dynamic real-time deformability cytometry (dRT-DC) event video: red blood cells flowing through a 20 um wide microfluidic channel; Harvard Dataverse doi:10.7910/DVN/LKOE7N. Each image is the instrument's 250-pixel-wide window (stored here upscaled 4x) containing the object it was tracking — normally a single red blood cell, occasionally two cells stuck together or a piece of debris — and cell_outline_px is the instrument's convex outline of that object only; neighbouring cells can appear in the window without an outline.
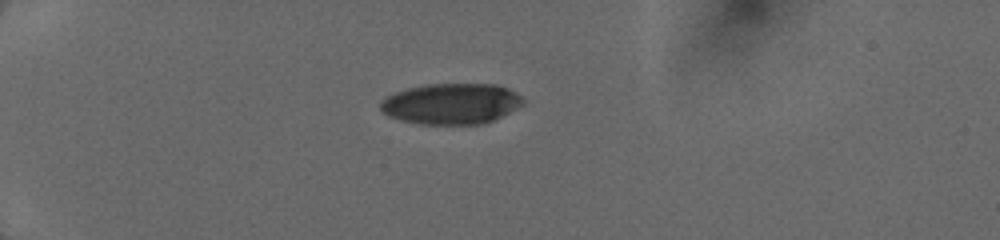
{"species": "human", "species_latin": "Homo sapiens", "temperature_condition": "cold", "stored_images_in_passage": 30, "camera_frame_rate_fps": 3000, "um_per_image_px": 0.085, "donor": {"sex": "female"}, "frame": {"image": 1, "passage_image": 1, "time_ms": 0.0, "image_size_px": [1000, 240], "cell_outline_px": [[524, 104], [492, 120], [480, 124], [416, 124], [400, 120], [388, 116], [380, 108], [380, 100], [396, 92], [408, 88], [428, 84], [496, 84], [508, 88], [516, 92], [524, 100]], "centroid_in_image_um": [38.34, 8.81], "position_along_channel_um": 46.7, "area_um2": 33.81}}
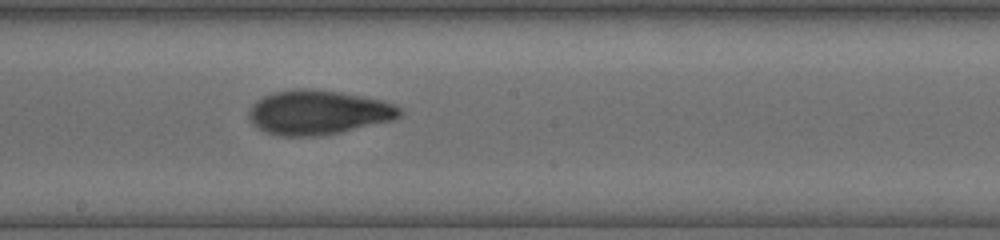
{"frame": {"image": 2, "passage_image": 16, "time_ms": 5.333, "image_size_px": [1000, 240], "cell_outline_px": [[404, 112], [396, 120], [340, 132], [320, 136], [284, 136], [268, 132], [252, 124], [248, 116], [248, 112], [252, 104], [256, 100], [272, 92], [296, 88], [308, 88], [340, 92], [380, 100], [396, 104]], "centroid_in_image_um": [27.06, 9.55], "position_along_channel_um": 221.1, "area_um2": 39.19}}
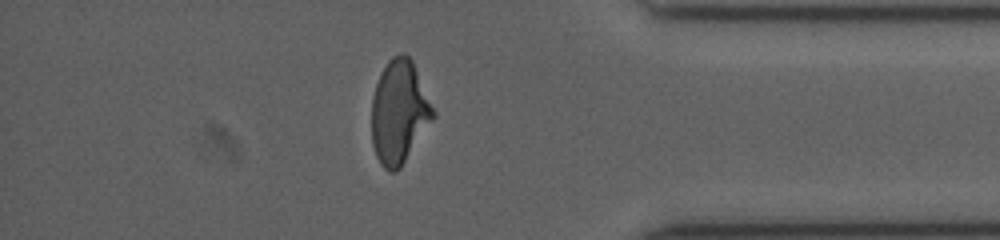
{"frame": {"image": 3, "passage_image": 26, "time_ms": 10.0, "image_size_px": [1000, 240], "cell_outline_px": [[436, 116], [400, 168], [396, 172], [388, 172], [380, 164], [376, 156], [372, 144], [372, 96], [376, 84], [388, 60], [392, 56], [400, 52], [404, 52], [412, 60], [436, 112]], "centroid_in_image_um": [33.94, 9.53], "position_along_channel_um": 401.3, "area_um2": 37.17}}